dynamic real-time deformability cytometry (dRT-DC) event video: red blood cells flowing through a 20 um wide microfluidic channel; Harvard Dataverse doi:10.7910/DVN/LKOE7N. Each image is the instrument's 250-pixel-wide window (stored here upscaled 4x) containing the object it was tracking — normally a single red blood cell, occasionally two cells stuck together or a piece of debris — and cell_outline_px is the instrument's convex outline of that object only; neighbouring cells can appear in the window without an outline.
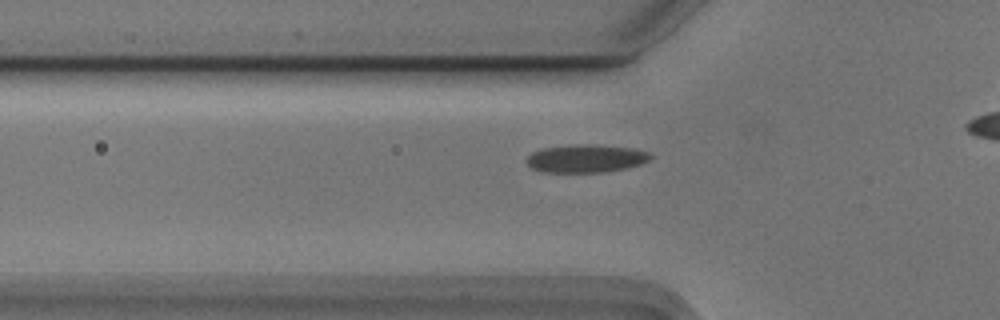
{"species": "Egyptian fruit bat (a non-hibernating species)", "species_latin": "Rousettus aegyptiacus", "temperature_condition": "cold", "stored_images_in_passage": 33, "camera_frame_rate_fps": 3000, "um_per_image_px": 0.085, "animal": {"sex": "male"}, "frame": {"image": 1, "passage_image": 6, "time_ms": 1.667, "image_size_px": [1000, 320], "cell_outline_px": [[652, 156], [648, 160], [640, 164], [624, 168], [600, 172], [544, 172], [532, 168], [528, 164], [528, 156], [532, 152], [544, 148], [580, 144], [588, 144], [632, 148], [648, 152]], "centroid_in_image_um": [49.8, 13.47], "position_along_channel_um": 76.0, "area_um2": 19.77}}
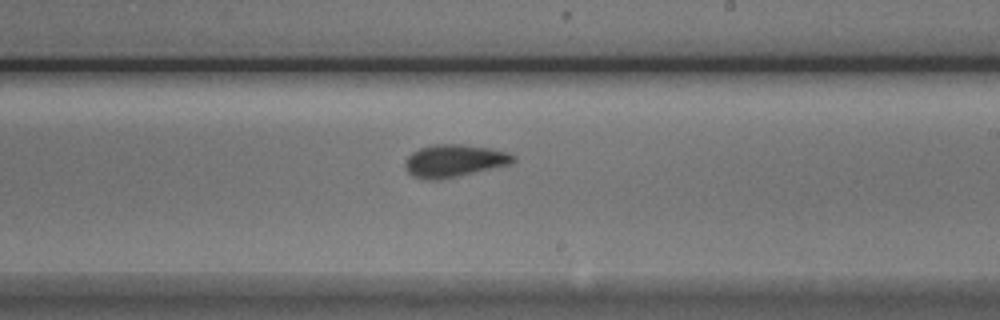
{"frame": {"image": 2, "passage_image": 20, "time_ms": 6.333, "image_size_px": [1000, 320], "cell_outline_px": [[516, 160], [512, 164], [440, 180], [424, 180], [412, 176], [404, 168], [404, 164], [408, 156], [412, 152], [420, 148], [436, 144], [464, 144], [492, 148], [508, 152], [516, 156]], "centroid_in_image_um": [38.62, 13.67], "position_along_channel_um": 250.4, "area_um2": 20.81}}
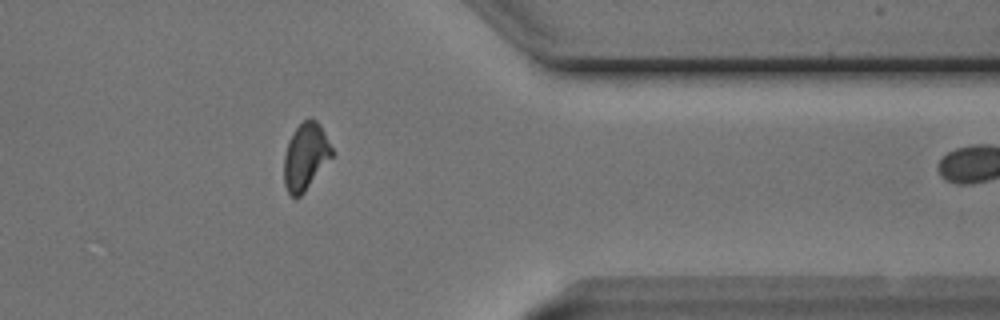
{"frame": {"image": 3, "passage_image": 32, "time_ms": 10.333, "image_size_px": [1000, 320], "cell_outline_px": [[332, 156], [304, 192], [296, 200], [288, 192], [284, 184], [284, 156], [288, 140], [296, 128], [308, 116], [312, 116], [320, 124], [332, 148]], "centroid_in_image_um": [25.95, 13.28], "position_along_channel_um": 385.4, "area_um2": 18.61}}